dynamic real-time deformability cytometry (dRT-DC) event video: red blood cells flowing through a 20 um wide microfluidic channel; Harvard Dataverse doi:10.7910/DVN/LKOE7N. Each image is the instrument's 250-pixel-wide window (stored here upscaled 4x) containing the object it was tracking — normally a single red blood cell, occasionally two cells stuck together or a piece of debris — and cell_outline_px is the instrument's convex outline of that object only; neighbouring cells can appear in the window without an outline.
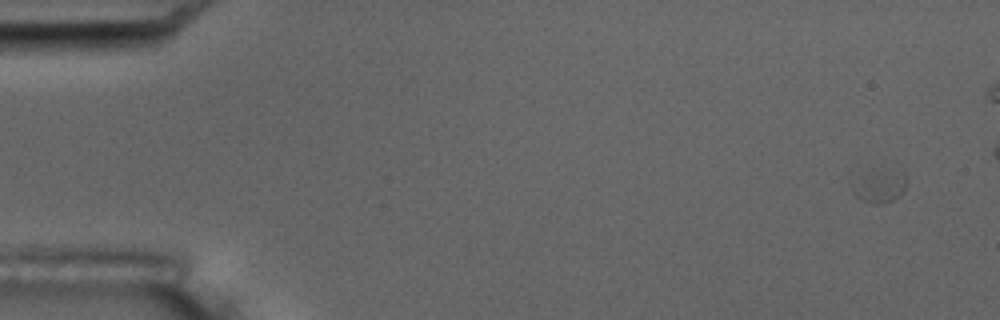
{"species": "common noctule bat (a hibernating species)", "species_latin": "Nyctalus noctula", "temperature_condition": "room temperature", "stored_images_in_passage": 6, "camera_frame_rate_fps": 3000, "um_per_image_px": 0.085, "animal": {"sex": "male", "body_mass_g": 17.5, "forearm_length_mm": 52.3}, "frame": {"image": 1, "passage_image": 1, "time_ms": 0.0, "image_size_px": [1000, 320], "cell_outline_px": [[908, 184], [900, 196], [892, 200], [880, 204], [872, 204], [856, 196], [852, 192], [848, 180], [860, 176], [884, 172], [904, 172], [908, 180]], "centroid_in_image_um": [74.74, 15.87], "position_along_channel_um": 10.3, "area_um2": 10.29}}
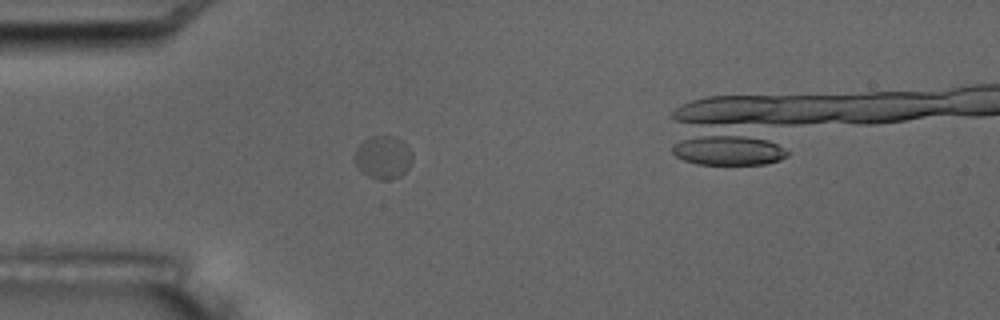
{"frame": {"image": 2, "passage_image": 5, "time_ms": 4.667, "image_size_px": [1000, 320], "cell_outline_px": [[412, 160], [408, 168], [400, 176], [388, 180], [380, 180], [368, 176], [356, 164], [356, 148], [364, 140], [372, 136], [392, 136], [408, 144], [412, 152]], "centroid_in_image_um": [32.61, 13.36], "position_along_channel_um": 52.4, "area_um2": 14.28}}